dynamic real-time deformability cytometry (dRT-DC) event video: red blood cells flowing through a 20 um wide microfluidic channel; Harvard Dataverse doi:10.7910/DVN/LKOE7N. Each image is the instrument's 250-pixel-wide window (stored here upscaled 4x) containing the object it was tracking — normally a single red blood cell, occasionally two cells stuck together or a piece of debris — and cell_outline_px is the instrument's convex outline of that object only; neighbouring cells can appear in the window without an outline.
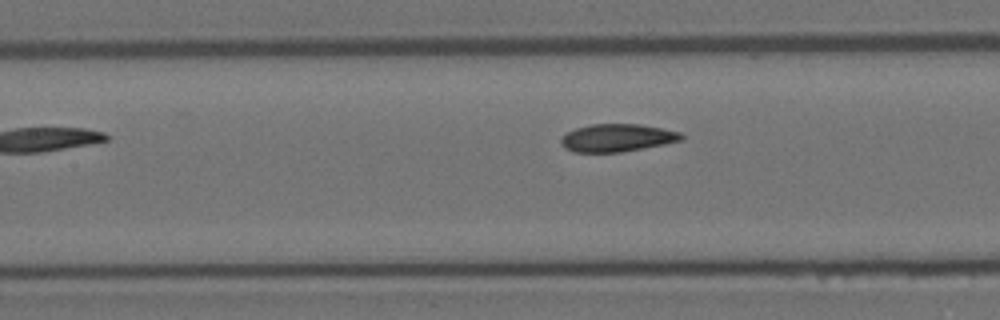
{"species": "Egyptian fruit bat (a non-hibernating species)", "species_latin": "Rousettus aegyptiacus", "temperature_condition": "room temperature", "stored_images_in_passage": 5, "segment_of_instrument_passage": [2, 2], "camera_frame_rate_fps": 3000, "um_per_image_px": 0.085, "animal": {"sex": "female"}, "frame": {"image": 1, "passage_image": 5, "time_ms": 1.333, "image_size_px": [1000, 320], "cell_outline_px": [[684, 140], [664, 144], [620, 152], [572, 152], [564, 148], [560, 144], [560, 140], [568, 132], [576, 128], [592, 124], [640, 124], [680, 132], [684, 136]], "centroid_in_image_um": [52.45, 11.72], "position_along_channel_um": 154.9, "area_um2": 19.36}}